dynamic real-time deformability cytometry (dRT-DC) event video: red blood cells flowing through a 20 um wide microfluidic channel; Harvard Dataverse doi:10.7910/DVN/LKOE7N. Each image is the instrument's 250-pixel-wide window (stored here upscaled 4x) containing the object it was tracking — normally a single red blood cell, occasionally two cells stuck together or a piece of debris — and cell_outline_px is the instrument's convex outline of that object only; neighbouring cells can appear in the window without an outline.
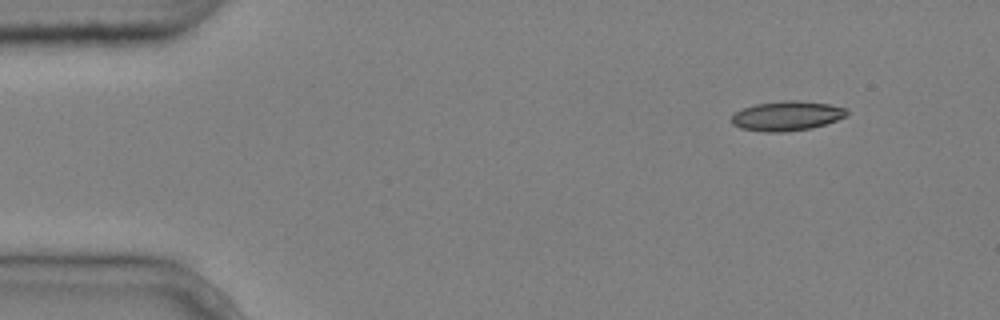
{"species": "common noctule bat (a hibernating species)", "species_latin": "Nyctalus noctula", "temperature_condition": "cold", "stored_images_in_passage": 3, "camera_frame_rate_fps": 3000, "um_per_image_px": 0.085, "animal": {"sex": "male", "body_mass_g": 20.4}, "frame": {"image": 1, "passage_image": 1, "time_ms": 0.0, "image_size_px": [1000, 320], "cell_outline_px": [[848, 116], [812, 128], [784, 132], [764, 132], [740, 128], [732, 124], [732, 116], [736, 112], [744, 108], [756, 104], [784, 100], [796, 100], [828, 104], [848, 108]], "centroid_in_image_um": [66.9, 9.85], "position_along_channel_um": 18.1, "area_um2": 19.88}}